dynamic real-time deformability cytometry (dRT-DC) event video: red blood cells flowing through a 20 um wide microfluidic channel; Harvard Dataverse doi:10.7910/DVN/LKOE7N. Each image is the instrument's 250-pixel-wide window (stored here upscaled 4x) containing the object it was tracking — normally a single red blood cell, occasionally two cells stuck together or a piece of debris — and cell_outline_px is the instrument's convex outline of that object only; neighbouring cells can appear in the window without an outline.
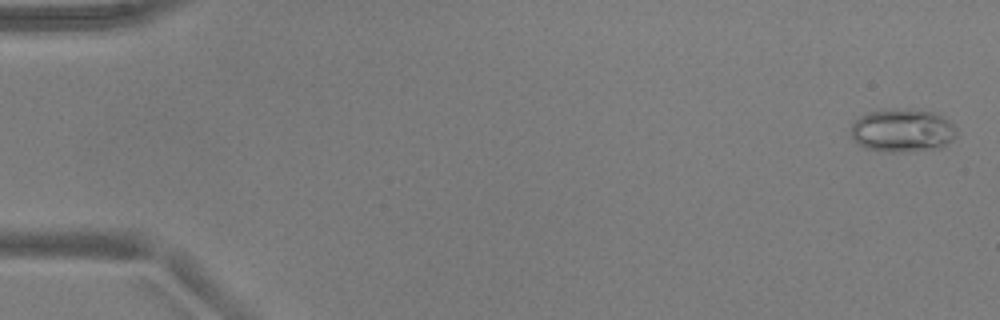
{"species": "common noctule bat (a hibernating species)", "species_latin": "Nyctalus noctula", "temperature_condition": "warm", "stored_images_in_passage": 52, "camera_frame_rate_fps": 3000, "um_per_image_px": 0.085, "animal": {"sex": "male", "body_mass_g": 17.9, "forearm_length_mm": 54.2}, "frame": {"image": 1, "passage_image": 2, "time_ms": 0.333, "image_size_px": [1000, 320], "cell_outline_px": [[956, 136], [944, 148], [892, 152], [884, 152], [864, 148], [852, 140], [852, 124], [860, 116], [868, 112], [884, 108], [912, 108], [932, 112], [944, 116], [956, 128]], "centroid_in_image_um": [76.71, 11.07], "position_along_channel_um": 8.3, "area_um2": 27.17}}
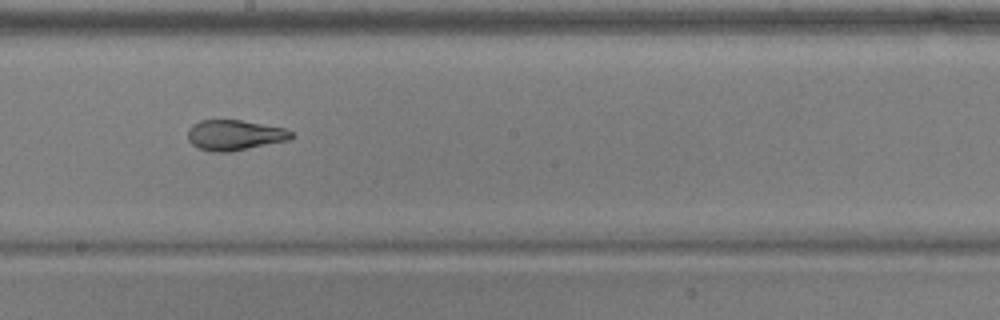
{"frame": {"image": 2, "passage_image": 30, "time_ms": 9.667, "image_size_px": [1000, 320], "cell_outline_px": [[296, 136], [288, 140], [232, 152], [212, 152], [196, 148], [188, 140], [188, 128], [192, 124], [200, 120], [240, 120], [284, 128], [292, 132]], "centroid_in_image_um": [19.92, 11.49], "position_along_channel_um": 228.3, "area_um2": 18.5}}
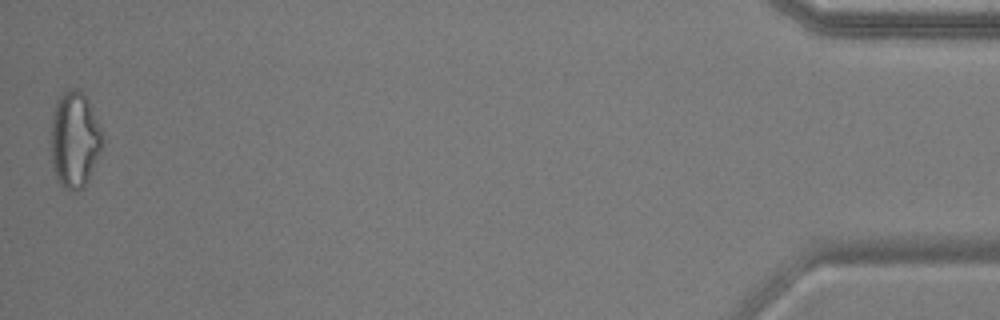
{"frame": {"image": 3, "passage_image": 52, "time_ms": 17.0, "image_size_px": [1000, 320], "cell_outline_px": [[104, 144], [88, 180], [84, 188], [76, 192], [72, 192], [60, 188], [56, 180], [52, 164], [48, 140], [52, 112], [56, 100], [68, 88], [76, 88], [88, 100], [104, 136]], "centroid_in_image_um": [6.29, 11.93], "position_along_channel_um": 428.9, "area_um2": 30.0}, "authors_computed_cell_mechanics": {"area_um2": 21.2415, "velocity_mm_per_s": 3.9251, "shape_relaxation_time_tau1_ms": 10.4429, "shape_relaxation_time_tau2_ms": 1.4883, "deformation_change_tau1": 0.2671, "deformation_change_tau2": 0.0825}}